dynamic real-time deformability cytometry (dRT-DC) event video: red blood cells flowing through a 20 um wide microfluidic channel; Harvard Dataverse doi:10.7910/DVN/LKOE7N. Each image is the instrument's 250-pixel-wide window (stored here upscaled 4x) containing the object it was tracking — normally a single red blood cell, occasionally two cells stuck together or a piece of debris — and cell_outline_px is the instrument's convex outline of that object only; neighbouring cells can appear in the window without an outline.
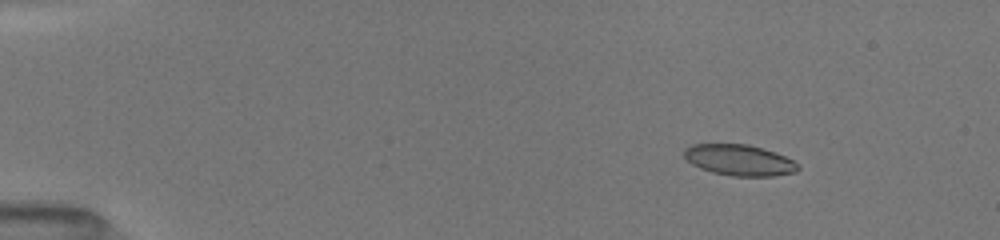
{"species": "common noctule bat (a hibernating species)", "species_latin": "Nyctalus noctula", "temperature_condition": "room temperature", "stored_images_in_passage": 26, "camera_frame_rate_fps": 3000, "um_per_image_px": 0.085, "animal": {"sex": "female", "body_mass_g": 19.5, "forearm_length_mm": 54.1}, "frame": {"image": 1, "passage_image": 10, "time_ms": 2.333, "image_size_px": [1000, 240], "cell_outline_px": [[800, 168], [796, 172], [776, 176], [732, 176], [712, 172], [700, 168], [692, 164], [684, 156], [684, 148], [692, 144], [748, 144], [776, 152], [800, 164]], "centroid_in_image_um": [62.86, 13.61], "position_along_channel_um": 22.1, "area_um2": 20.69}}